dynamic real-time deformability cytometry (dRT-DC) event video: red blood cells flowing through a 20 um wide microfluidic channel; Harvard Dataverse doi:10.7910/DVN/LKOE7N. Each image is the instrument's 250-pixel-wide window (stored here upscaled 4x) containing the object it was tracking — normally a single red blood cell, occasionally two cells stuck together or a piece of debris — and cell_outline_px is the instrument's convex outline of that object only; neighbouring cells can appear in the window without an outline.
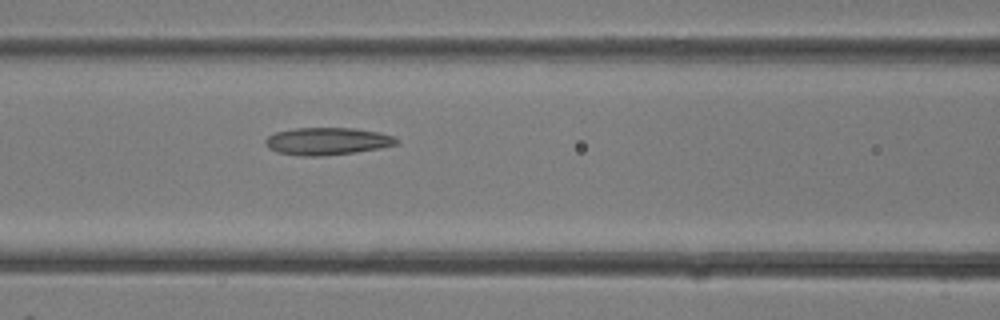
{"species": "common noctule bat (a hibernating species)", "species_latin": "Nyctalus noctula", "temperature_condition": "room temperature", "stored_images_in_passage": 23, "camera_frame_rate_fps": 3000, "um_per_image_px": 0.085, "animal": {"sex": "female"}, "frame": {"image": 1, "passage_image": 4, "time_ms": 1.0, "image_size_px": [1000, 320], "cell_outline_px": [[400, 140], [396, 144], [380, 148], [356, 152], [320, 156], [304, 156], [276, 152], [268, 148], [264, 144], [264, 140], [268, 136], [276, 132], [296, 128], [356, 128], [396, 136]], "centroid_in_image_um": [27.81, 12.0], "position_along_channel_um": 138.8, "area_um2": 20.98}}
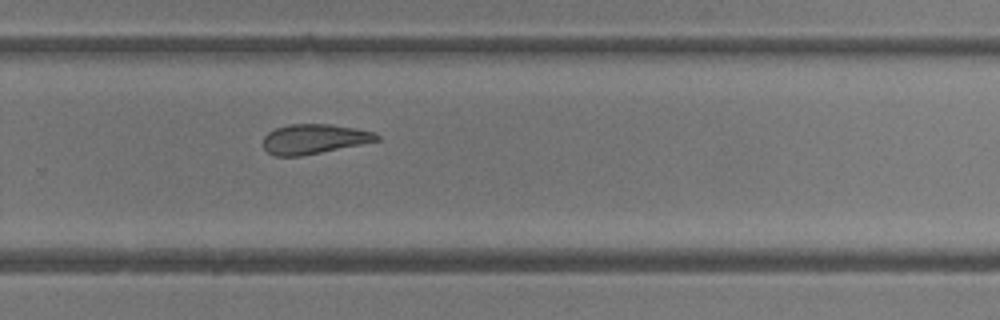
{"frame": {"image": 2, "passage_image": 12, "time_ms": 3.667, "image_size_px": [1000, 320], "cell_outline_px": [[380, 140], [300, 156], [272, 156], [264, 148], [264, 136], [268, 132], [276, 128], [288, 124], [328, 124], [356, 128], [376, 132], [380, 136]], "centroid_in_image_um": [26.69, 11.8], "position_along_channel_um": 303.1, "area_um2": 19.59}}
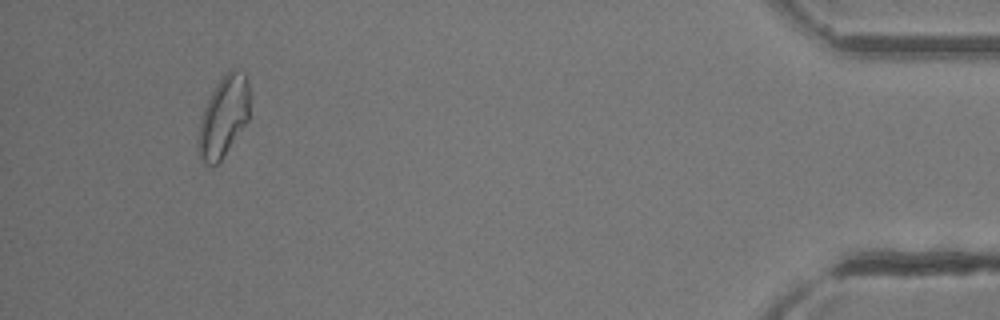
{"frame": {"image": 3, "passage_image": 21, "time_ms": 6.667, "image_size_px": [1000, 320], "cell_outline_px": [[248, 120], [220, 160], [216, 164], [204, 164], [200, 160], [200, 120], [204, 108], [216, 84], [232, 68], [236, 68], [244, 72], [248, 84]], "centroid_in_image_um": [19.02, 9.87], "position_along_channel_um": 416.2, "area_um2": 23.24}}